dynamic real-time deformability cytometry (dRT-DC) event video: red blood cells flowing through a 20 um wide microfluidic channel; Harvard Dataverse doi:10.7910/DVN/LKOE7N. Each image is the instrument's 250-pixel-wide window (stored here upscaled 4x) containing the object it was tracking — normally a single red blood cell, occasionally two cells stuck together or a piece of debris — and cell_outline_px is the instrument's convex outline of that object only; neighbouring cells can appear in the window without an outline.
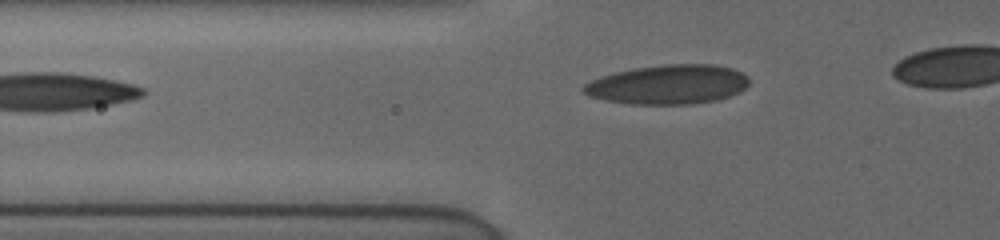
{"species": "human", "species_latin": "Homo sapiens", "temperature_condition": "cold", "stored_images_in_passage": 12, "camera_frame_rate_fps": 3000, "um_per_image_px": 0.085, "donor": {"sex": "female"}, "frame": {"image": 1, "passage_image": 12, "time_ms": 5.333, "image_size_px": [1000, 240], "cell_outline_px": [[748, 84], [740, 92], [716, 100], [692, 104], [628, 104], [604, 100], [588, 96], [580, 88], [584, 84], [600, 76], [632, 68], [664, 64], [712, 64], [732, 68], [748, 76]], "centroid_in_image_um": [56.76, 7.18], "position_along_channel_um": 69.0, "area_um2": 38.15}}